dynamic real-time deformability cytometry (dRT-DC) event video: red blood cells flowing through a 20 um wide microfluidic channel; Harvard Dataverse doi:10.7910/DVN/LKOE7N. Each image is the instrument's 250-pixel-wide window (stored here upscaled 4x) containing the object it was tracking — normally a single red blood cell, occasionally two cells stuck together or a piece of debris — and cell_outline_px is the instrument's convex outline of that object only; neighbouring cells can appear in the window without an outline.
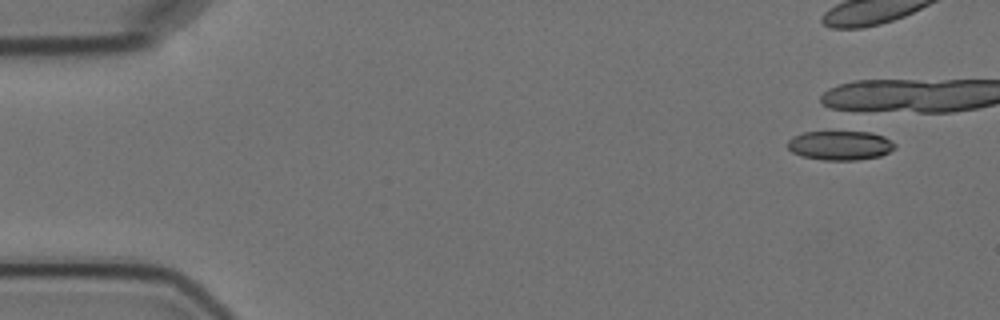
{"species": "Egyptian fruit bat (a non-hibernating species)", "species_latin": "Rousettus aegyptiacus", "temperature_condition": "cold", "stored_images_in_passage": 8, "camera_frame_rate_fps": 3000, "um_per_image_px": 0.085, "animal": {"sex": "female"}, "frame": {"image": 1, "passage_image": 1, "time_ms": 0.0, "image_size_px": [1000, 320], "cell_outline_px": [[896, 148], [880, 156], [856, 160], [824, 160], [800, 156], [792, 152], [788, 148], [788, 140], [792, 136], [804, 132], [872, 132], [884, 136], [896, 144]], "centroid_in_image_um": [71.41, 12.36], "position_along_channel_um": 13.6, "area_um2": 18.38}}